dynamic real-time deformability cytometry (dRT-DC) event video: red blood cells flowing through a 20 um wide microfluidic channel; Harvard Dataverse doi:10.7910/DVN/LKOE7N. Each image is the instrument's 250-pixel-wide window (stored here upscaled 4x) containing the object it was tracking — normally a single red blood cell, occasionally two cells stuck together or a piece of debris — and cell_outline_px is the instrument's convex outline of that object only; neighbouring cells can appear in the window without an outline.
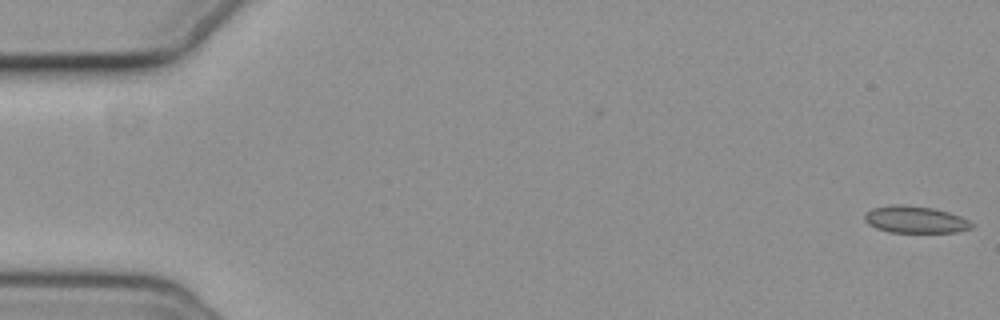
{"species": "common noctule bat (a hibernating species)", "species_latin": "Nyctalus noctula", "temperature_condition": "cold", "stored_images_in_passage": 4, "camera_frame_rate_fps": 3000, "um_per_image_px": 0.085, "animal": {"sex": "female", "body_mass_g": 19.3, "forearm_length_mm": 54.1}, "frame": {"image": 1, "passage_image": 1, "time_ms": 0.0, "image_size_px": [1000, 320], "cell_outline_px": [[976, 224], [972, 228], [956, 232], [888, 232], [876, 228], [868, 224], [864, 220], [864, 216], [872, 208], [896, 204], [900, 204], [932, 208], [948, 212], [960, 216]], "centroid_in_image_um": [77.81, 18.67], "position_along_channel_um": 7.2, "area_um2": 16.76}}